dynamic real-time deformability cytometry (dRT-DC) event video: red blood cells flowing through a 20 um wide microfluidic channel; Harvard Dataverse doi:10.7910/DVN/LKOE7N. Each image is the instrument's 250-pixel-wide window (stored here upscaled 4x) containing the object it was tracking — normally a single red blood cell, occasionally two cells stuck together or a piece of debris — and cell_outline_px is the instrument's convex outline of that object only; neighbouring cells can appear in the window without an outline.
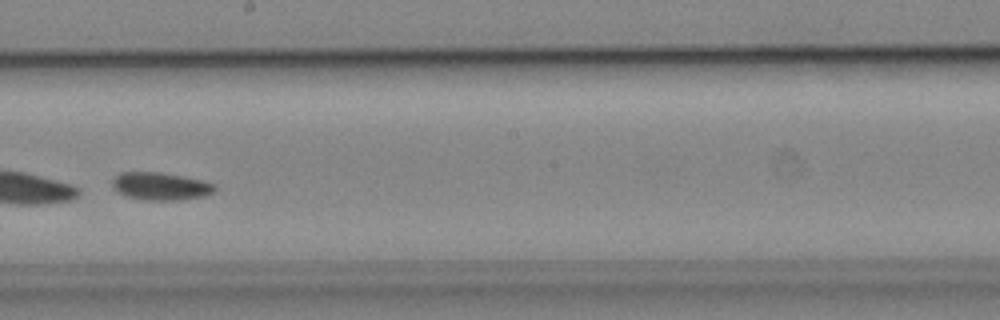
{"species": "common noctule bat (a hibernating species)", "species_latin": "Nyctalus noctula", "temperature_condition": "cold", "stored_images_in_passage": 52, "camera_frame_rate_fps": 3000, "um_per_image_px": 0.085, "animal": {"sex": "male", "body_mass_g": 19.2, "forearm_length_mm": 51.8}, "frame": {"image": 1, "passage_image": 30, "time_ms": 9.667, "image_size_px": [1000, 320], "cell_outline_px": [[216, 188], [212, 192], [204, 196], [180, 200], [148, 200], [128, 196], [120, 192], [112, 184], [112, 180], [120, 172], [160, 172], [204, 180], [216, 184]], "centroid_in_image_um": [13.7, 15.82], "position_along_channel_um": 234.5, "area_um2": 16.36}, "authors_computed_cell_mechanics": {"area_um2": 28.6688, "velocity_mm_per_s": 3.8175, "shape_relaxation_time_tau1_ms": 3.31, "shape_relaxation_time_tau2_ms": 9.9279, "deformation_change_tau1": 0.0654, "deformation_change_tau2": 0.1334}}